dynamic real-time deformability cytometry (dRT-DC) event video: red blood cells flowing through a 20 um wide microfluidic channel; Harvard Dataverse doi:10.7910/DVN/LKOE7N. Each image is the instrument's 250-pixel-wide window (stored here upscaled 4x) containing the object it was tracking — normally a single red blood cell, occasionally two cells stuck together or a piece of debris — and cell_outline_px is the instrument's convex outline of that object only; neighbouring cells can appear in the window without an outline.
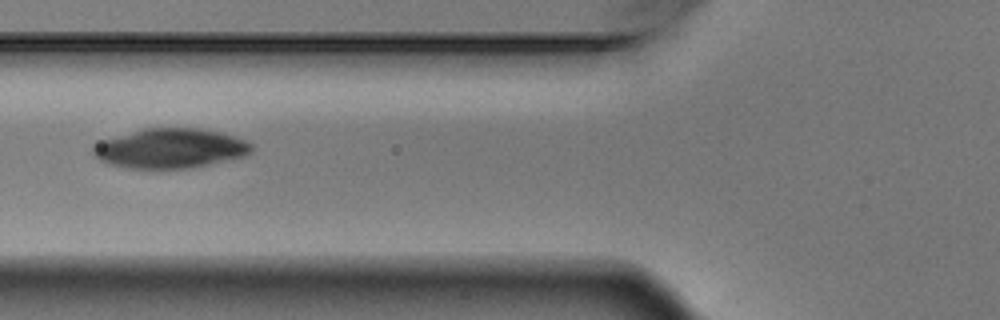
{"species": "Egyptian fruit bat (a non-hibernating species)", "species_latin": "Rousettus aegyptiacus", "temperature_condition": "warm", "stored_images_in_passage": 4, "camera_frame_rate_fps": 3000, "um_per_image_px": 0.085, "animal": {"sex": "male"}, "frame": {"image": 1, "passage_image": 4, "time_ms": 1.0, "image_size_px": [1000, 320], "cell_outline_px": [[252, 152], [244, 156], [228, 160], [188, 168], [128, 168], [108, 164], [100, 160], [92, 152], [92, 148], [100, 140], [144, 128], [200, 128], [220, 132], [244, 140], [252, 144]], "centroid_in_image_um": [14.45, 12.6], "position_along_channel_um": 111.3, "area_um2": 36.47}}